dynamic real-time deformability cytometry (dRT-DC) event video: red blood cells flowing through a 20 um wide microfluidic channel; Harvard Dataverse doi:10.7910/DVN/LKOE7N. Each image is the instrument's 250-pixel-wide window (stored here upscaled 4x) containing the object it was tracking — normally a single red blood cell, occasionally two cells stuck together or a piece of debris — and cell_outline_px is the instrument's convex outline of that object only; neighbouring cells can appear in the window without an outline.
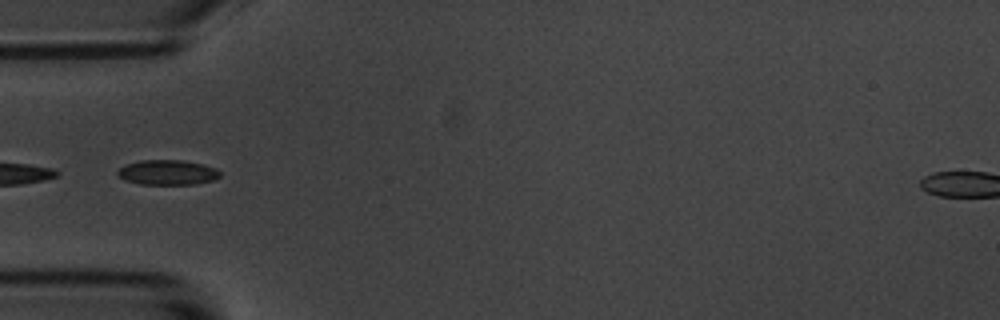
{"species": "common noctule bat (a hibernating species)", "species_latin": "Nyctalus noctula", "temperature_condition": "room temperature", "stored_images_in_passage": 8, "segment_of_instrument_passage": [2, 2], "camera_frame_rate_fps": 3000, "um_per_image_px": 0.085, "animal": {"sex": "male", "body_mass_g": 20.1, "forearm_length_mm": 53.5}, "frame": {"image": 1, "passage_image": 7, "time_ms": 7.0, "image_size_px": [1000, 320], "cell_outline_px": [[220, 176], [212, 180], [196, 184], [140, 184], [124, 180], [116, 172], [120, 168], [128, 164], [140, 160], [180, 160], [204, 164], [216, 168], [220, 172]], "centroid_in_image_um": [14.25, 14.65], "position_along_channel_um": 70.7, "area_um2": 14.8}}